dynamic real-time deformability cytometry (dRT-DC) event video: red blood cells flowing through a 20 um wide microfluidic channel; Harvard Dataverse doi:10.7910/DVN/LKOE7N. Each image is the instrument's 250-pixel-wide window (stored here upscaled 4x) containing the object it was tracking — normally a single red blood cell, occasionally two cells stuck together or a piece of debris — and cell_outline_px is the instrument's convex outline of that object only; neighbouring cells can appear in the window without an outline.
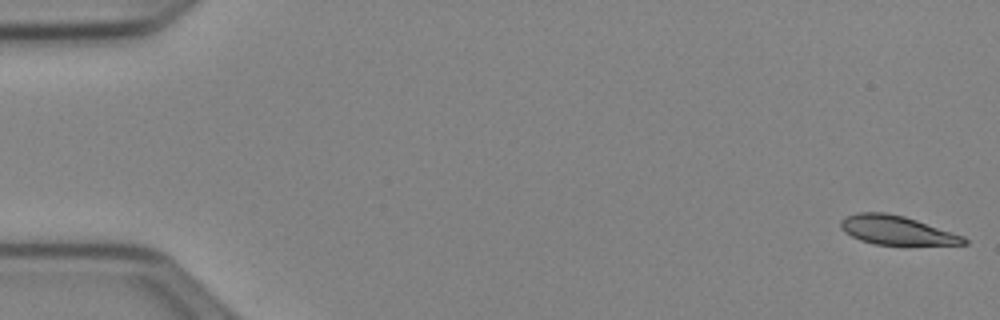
{"species": "Egyptian fruit bat (a non-hibernating species)", "species_latin": "Rousettus aegyptiacus", "temperature_condition": "cold", "stored_images_in_passage": 52, "camera_frame_rate_fps": 3000, "um_per_image_px": 0.085, "animal": {"sex": "female"}, "frame": {"image": 1, "passage_image": 1, "time_ms": 0.0, "image_size_px": [1000, 320], "cell_outline_px": [[968, 244], [876, 244], [860, 240], [844, 232], [840, 228], [840, 220], [844, 216], [856, 212], [884, 212], [904, 216], [964, 236], [968, 240]], "centroid_in_image_um": [76.15, 19.55], "position_along_channel_um": 8.8, "area_um2": 20.58}}
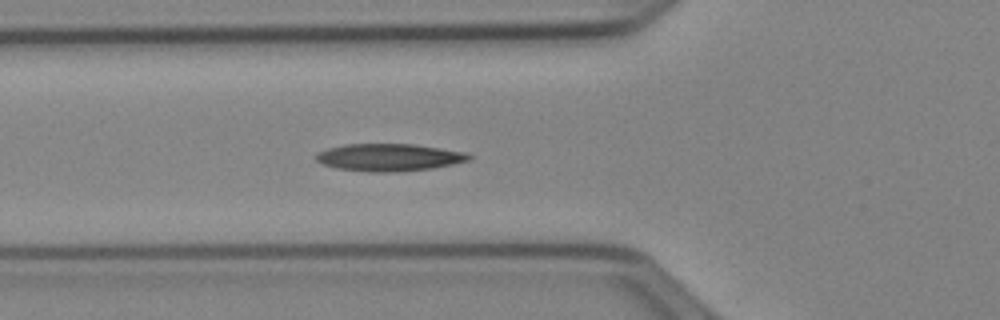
{"frame": {"image": 2, "passage_image": 19, "time_ms": 6.0, "image_size_px": [1000, 320], "cell_outline_px": [[472, 156], [468, 160], [452, 164], [432, 168], [396, 172], [372, 172], [336, 168], [324, 164], [316, 160], [316, 152], [328, 148], [344, 144], [412, 144], [440, 148], [464, 152]], "centroid_in_image_um": [33.03, 13.37], "position_along_channel_um": 92.8, "area_um2": 24.22}}
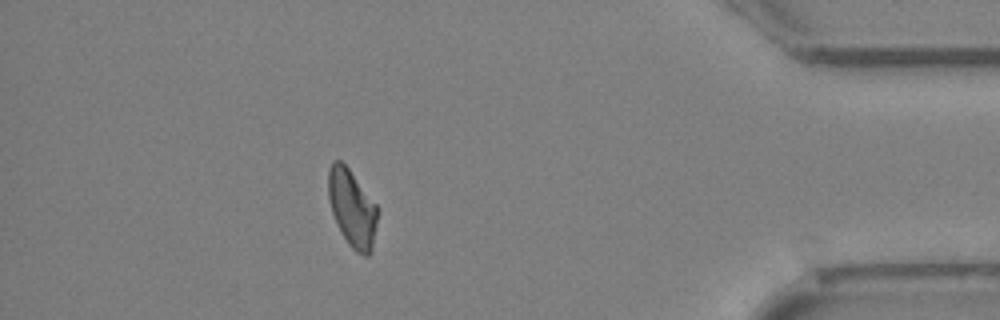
{"frame": {"image": 3, "passage_image": 46, "time_ms": 15.0, "image_size_px": [1000, 320], "cell_outline_px": [[376, 224], [372, 252], [368, 256], [364, 256], [356, 252], [348, 244], [340, 232], [336, 224], [332, 212], [328, 196], [328, 168], [332, 160], [340, 160], [348, 168], [376, 204]], "centroid_in_image_um": [29.9, 17.72], "position_along_channel_um": 405.3, "area_um2": 22.08}, "authors_computed_cell_mechanics": {"area_um2": 22.7154, "velocity_mm_per_s": 3.9527, "shape_relaxation_time_tau1_ms": 8.2152, "shape_relaxation_time_tau2_ms": null, "deformation_change_tau1": 0.2072, "deformation_change_tau2": null}}